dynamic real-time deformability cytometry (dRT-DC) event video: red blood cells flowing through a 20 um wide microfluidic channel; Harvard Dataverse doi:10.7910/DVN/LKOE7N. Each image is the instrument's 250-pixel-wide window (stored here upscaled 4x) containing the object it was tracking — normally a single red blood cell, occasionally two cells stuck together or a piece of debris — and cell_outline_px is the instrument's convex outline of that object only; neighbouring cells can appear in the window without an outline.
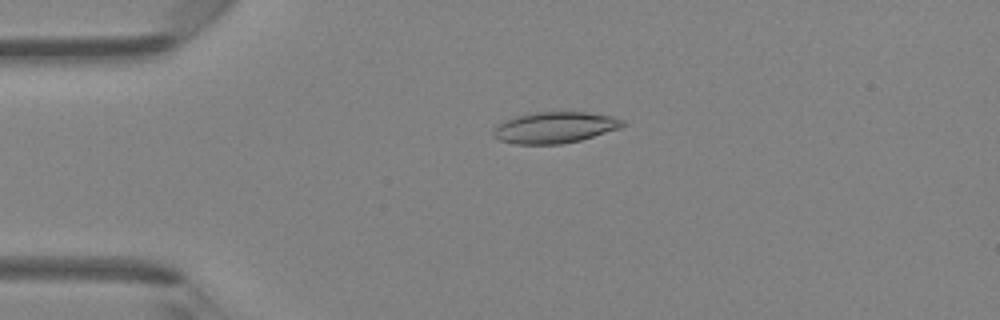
{"species": "Egyptian fruit bat (a non-hibernating species)", "species_latin": "Rousettus aegyptiacus", "temperature_condition": "room temperature", "stored_images_in_passage": 37, "camera_frame_rate_fps": 3000, "um_per_image_px": 0.085, "animal": {"sex": "female"}, "frame": {"image": 1, "passage_image": 1, "time_ms": 0.0, "image_size_px": [1000, 320], "cell_outline_px": [[628, 124], [620, 128], [580, 140], [560, 144], [516, 144], [500, 140], [492, 136], [492, 132], [496, 124], [520, 116], [536, 112], [588, 112], [612, 116], [624, 120]], "centroid_in_image_um": [47.19, 10.84], "position_along_channel_um": 37.8, "area_um2": 23.41}}
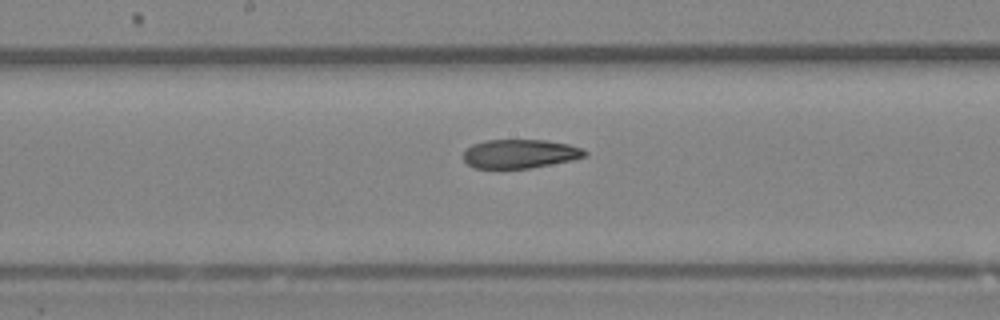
{"frame": {"image": 2, "passage_image": 15, "time_ms": 4.667, "image_size_px": [1000, 320], "cell_outline_px": [[588, 156], [572, 160], [528, 168], [476, 168], [468, 164], [464, 160], [464, 152], [472, 144], [488, 140], [544, 140], [568, 144], [580, 148], [588, 152]], "centroid_in_image_um": [44.21, 13.07], "position_along_channel_um": 204.0, "area_um2": 20.23}}
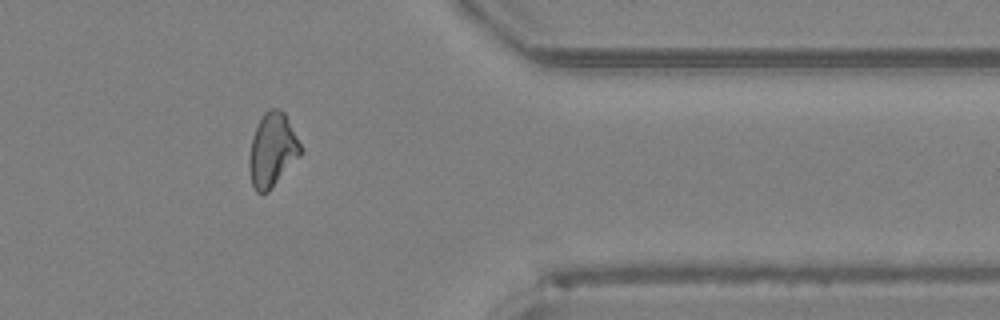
{"frame": {"image": 3, "passage_image": 29, "time_ms": 9.333, "image_size_px": [1000, 320], "cell_outline_px": [[300, 156], [268, 192], [256, 192], [252, 184], [248, 168], [248, 160], [252, 136], [264, 112], [268, 108], [280, 108], [284, 112], [300, 144]], "centroid_in_image_um": [23.12, 12.75], "position_along_channel_um": 388.3, "area_um2": 21.85}, "authors_computed_cell_mechanics": {"area_um2": 21.675, "velocity_mm_per_s": 4.3023, "shape_relaxation_time_tau1_ms": null, "shape_relaxation_time_tau2_ms": 5.6776, "deformation_change_tau1": null, "deformation_change_tau2": 0.147}}